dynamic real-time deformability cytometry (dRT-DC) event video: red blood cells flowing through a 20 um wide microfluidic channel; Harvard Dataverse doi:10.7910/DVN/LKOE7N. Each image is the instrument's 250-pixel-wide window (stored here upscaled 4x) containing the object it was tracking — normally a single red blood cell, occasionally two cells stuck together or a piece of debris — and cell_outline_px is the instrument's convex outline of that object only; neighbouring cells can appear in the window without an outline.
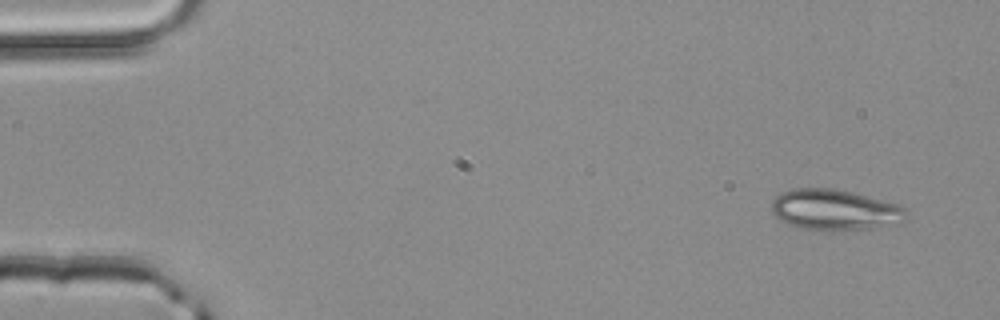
{"species": "common noctule bat (a hibernating species)", "species_latin": "Nyctalus noctula", "temperature_condition": "room temperature", "stored_images_in_passage": 4, "segment_of_instrument_passage": [1, 2], "camera_frame_rate_fps": 3000, "um_per_image_px": 0.085, "animal": {"sex": "male", "body_mass_g": 20.4}, "frame": {"image": 1, "passage_image": 1, "time_ms": 0.0, "image_size_px": [1000, 320], "cell_outline_px": [[908, 216], [900, 224], [876, 228], [800, 228], [788, 224], [776, 216], [772, 212], [772, 200], [780, 192], [796, 188], [832, 188], [852, 192], [896, 204], [904, 208]], "centroid_in_image_um": [70.96, 17.81], "position_along_channel_um": 14.0, "area_um2": 31.33}}